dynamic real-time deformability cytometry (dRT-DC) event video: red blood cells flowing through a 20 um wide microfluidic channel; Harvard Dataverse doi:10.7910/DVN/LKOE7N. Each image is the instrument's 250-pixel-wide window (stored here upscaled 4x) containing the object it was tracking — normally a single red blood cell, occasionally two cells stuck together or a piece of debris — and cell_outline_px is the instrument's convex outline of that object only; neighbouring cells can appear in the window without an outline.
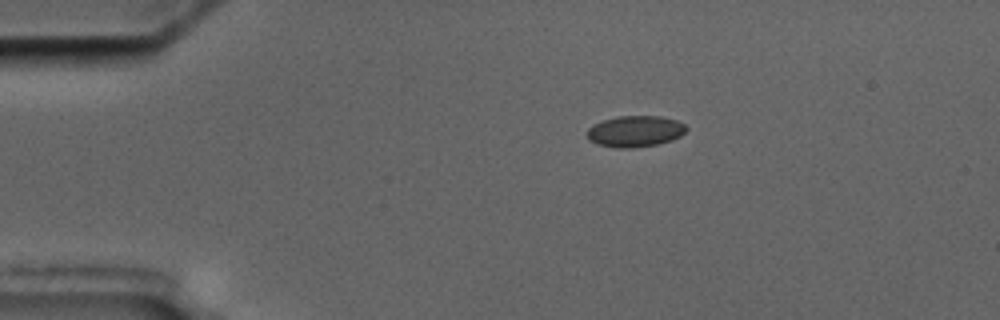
{"species": "common noctule bat (a hibernating species)", "species_latin": "Nyctalus noctula", "temperature_condition": "cold", "stored_images_in_passage": 4, "camera_frame_rate_fps": 3000, "um_per_image_px": 0.085, "animal": {"sex": "male", "body_mass_g": 17.5, "forearm_length_mm": 52.3}, "frame": {"image": 1, "passage_image": 1, "time_ms": 0.0, "image_size_px": [1000, 320], "cell_outline_px": [[688, 128], [680, 136], [672, 140], [656, 144], [632, 148], [616, 148], [596, 144], [588, 140], [588, 128], [592, 124], [616, 116], [660, 116], [676, 120], [684, 124]], "centroid_in_image_um": [53.96, 11.16], "position_along_channel_um": 31.0, "area_um2": 18.09}}
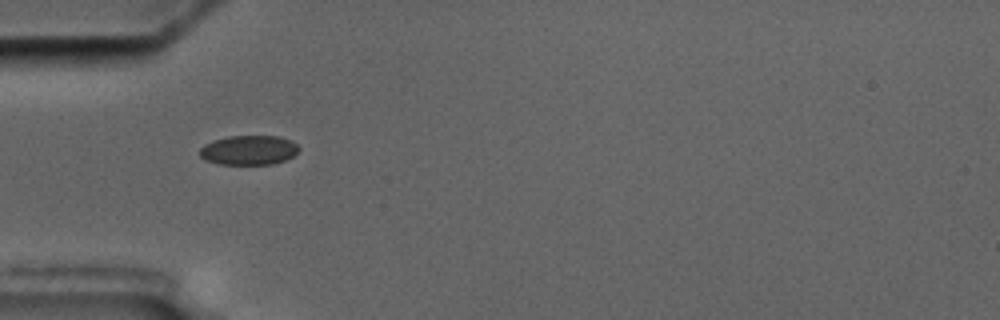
{"frame": {"image": 2, "passage_image": 3, "time_ms": 2.333, "image_size_px": [1000, 320], "cell_outline_px": [[300, 148], [292, 156], [284, 160], [272, 164], [216, 164], [204, 160], [200, 156], [200, 148], [204, 144], [212, 140], [228, 136], [280, 136], [292, 140]], "centroid_in_image_um": [21.12, 12.75], "position_along_channel_um": 63.9, "area_um2": 17.17}}
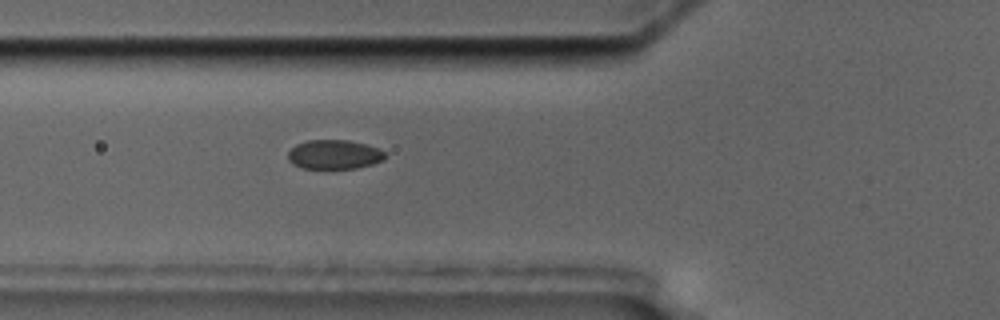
{"frame": {"image": 3, "passage_image": 4, "time_ms": 3.333, "image_size_px": [1000, 320], "cell_outline_px": [[388, 156], [384, 160], [372, 164], [356, 168], [300, 168], [292, 164], [288, 160], [288, 152], [296, 144], [308, 140], [348, 140], [380, 148]], "centroid_in_image_um": [28.42, 13.13], "position_along_channel_um": 97.4, "area_um2": 16.65}}